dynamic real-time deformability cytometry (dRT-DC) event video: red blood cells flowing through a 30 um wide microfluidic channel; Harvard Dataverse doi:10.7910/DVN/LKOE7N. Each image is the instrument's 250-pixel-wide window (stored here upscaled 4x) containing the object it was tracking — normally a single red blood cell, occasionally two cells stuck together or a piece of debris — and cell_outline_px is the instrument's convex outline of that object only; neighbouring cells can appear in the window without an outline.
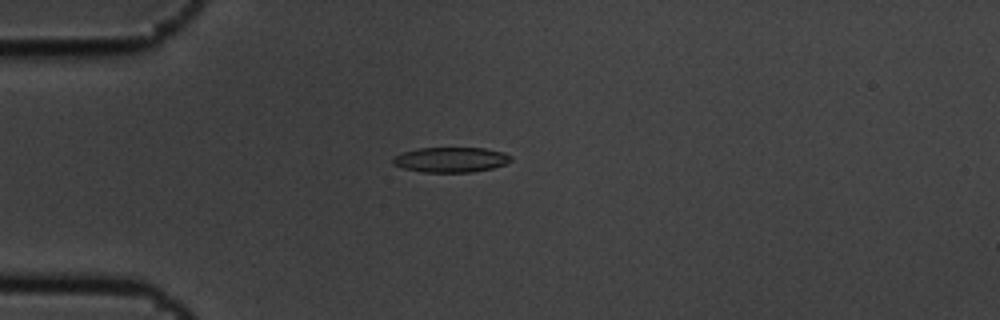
{"species": "common noctule bat (a hibernating species)", "species_latin": "Nyctalus noctula", "temperature_condition": "cold", "stored_images_in_passage": 6, "camera_frame_rate_fps": 3000, "um_per_image_px": 0.085, "animal": {"sex": "male", "body_mass_g": 19.5, "forearm_length_mm": 54.6}, "frame": {"image": 1, "passage_image": 4, "time_ms": 1.0, "image_size_px": [1000, 320], "cell_outline_px": [[512, 160], [504, 164], [492, 168], [472, 172], [424, 172], [404, 168], [392, 164], [392, 156], [404, 152], [420, 148], [484, 148], [504, 152], [512, 156]], "centroid_in_image_um": [38.32, 13.57], "position_along_channel_um": 46.7, "area_um2": 17.22}}
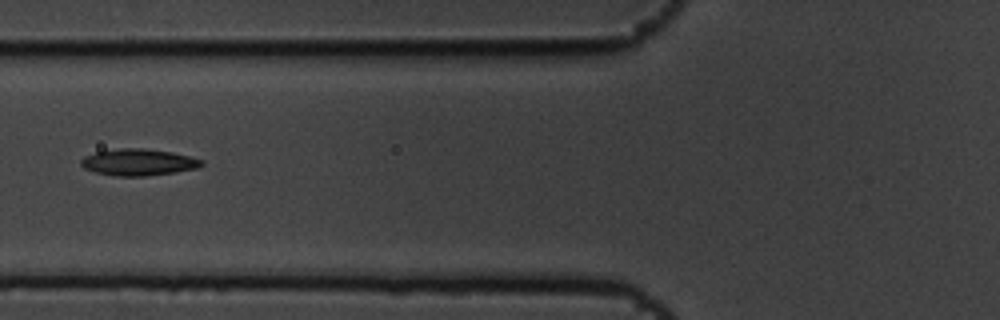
{"frame": {"image": 2, "passage_image": 6, "time_ms": 1.667, "image_size_px": [1000, 320], "cell_outline_px": [[204, 164], [196, 168], [176, 172], [144, 176], [116, 176], [96, 172], [84, 168], [80, 164], [80, 160], [84, 156], [96, 152], [120, 148], [144, 148], [172, 152], [204, 160]], "centroid_in_image_um": [11.76, 13.78], "position_along_channel_um": 114.0, "area_um2": 18.67}}